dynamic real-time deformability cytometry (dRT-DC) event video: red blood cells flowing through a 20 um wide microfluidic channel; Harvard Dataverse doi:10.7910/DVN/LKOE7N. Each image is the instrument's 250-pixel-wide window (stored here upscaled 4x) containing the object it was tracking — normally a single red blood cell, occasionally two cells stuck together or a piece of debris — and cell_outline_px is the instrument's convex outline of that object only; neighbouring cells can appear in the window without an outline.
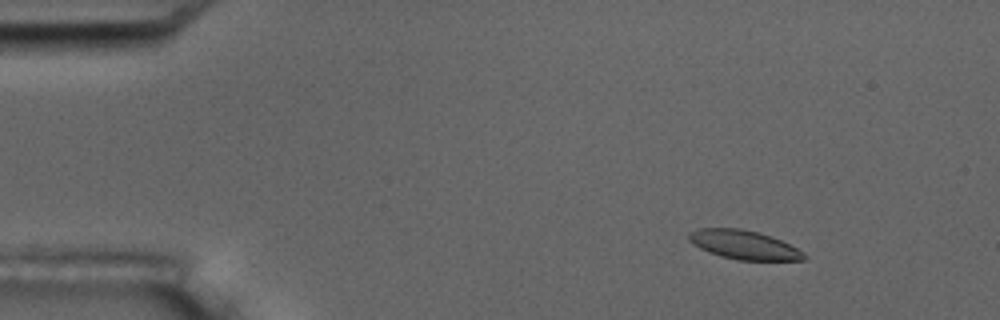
{"species": "common noctule bat (a hibernating species)", "species_latin": "Nyctalus noctula", "temperature_condition": "room temperature", "stored_images_in_passage": 8, "camera_frame_rate_fps": 3000, "um_per_image_px": 0.085, "animal": {"sex": "male", "body_mass_g": 17.5, "forearm_length_mm": 52.3}, "frame": {"image": 1, "passage_image": 3, "time_ms": 2.0, "image_size_px": [1000, 320], "cell_outline_px": [[808, 256], [804, 260], [736, 260], [720, 256], [708, 252], [692, 244], [688, 240], [688, 232], [700, 228], [740, 228], [772, 236], [804, 252]], "centroid_in_image_um": [63.2, 20.81], "position_along_channel_um": 21.8, "area_um2": 19.48}}
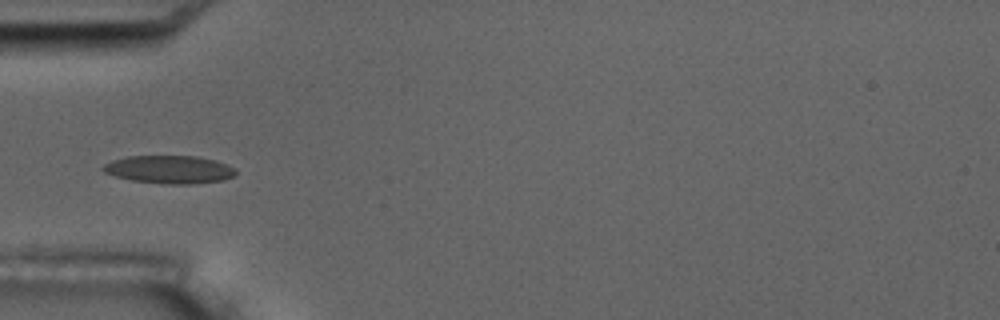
{"frame": {"image": 2, "passage_image": 6, "time_ms": 5.667, "image_size_px": [1000, 320], "cell_outline_px": [[236, 172], [232, 176], [224, 180], [192, 184], [164, 184], [132, 180], [116, 176], [104, 172], [100, 168], [104, 164], [112, 160], [128, 156], [196, 156], [216, 160], [228, 164], [236, 168]], "centroid_in_image_um": [14.41, 14.4], "position_along_channel_um": 70.6, "area_um2": 21.73}}